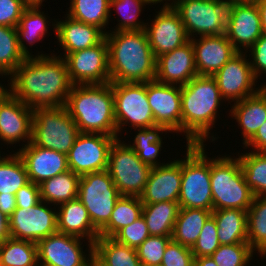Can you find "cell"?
Returning <instances> with one entry per match:
<instances>
[{
    "label": "cell",
    "mask_w": 266,
    "mask_h": 266,
    "mask_svg": "<svg viewBox=\"0 0 266 266\" xmlns=\"http://www.w3.org/2000/svg\"><path fill=\"white\" fill-rule=\"evenodd\" d=\"M37 56L26 58L14 70L7 91L32 110L65 106L73 84L64 58Z\"/></svg>",
    "instance_id": "1"
},
{
    "label": "cell",
    "mask_w": 266,
    "mask_h": 266,
    "mask_svg": "<svg viewBox=\"0 0 266 266\" xmlns=\"http://www.w3.org/2000/svg\"><path fill=\"white\" fill-rule=\"evenodd\" d=\"M112 83H145L155 80L156 58L143 30L105 33Z\"/></svg>",
    "instance_id": "2"
},
{
    "label": "cell",
    "mask_w": 266,
    "mask_h": 266,
    "mask_svg": "<svg viewBox=\"0 0 266 266\" xmlns=\"http://www.w3.org/2000/svg\"><path fill=\"white\" fill-rule=\"evenodd\" d=\"M221 99L224 100L213 76L198 75L181 86L182 131L186 133L187 144L203 145Z\"/></svg>",
    "instance_id": "3"
},
{
    "label": "cell",
    "mask_w": 266,
    "mask_h": 266,
    "mask_svg": "<svg viewBox=\"0 0 266 266\" xmlns=\"http://www.w3.org/2000/svg\"><path fill=\"white\" fill-rule=\"evenodd\" d=\"M65 108L81 133L118 136L112 82L73 85Z\"/></svg>",
    "instance_id": "4"
},
{
    "label": "cell",
    "mask_w": 266,
    "mask_h": 266,
    "mask_svg": "<svg viewBox=\"0 0 266 266\" xmlns=\"http://www.w3.org/2000/svg\"><path fill=\"white\" fill-rule=\"evenodd\" d=\"M209 160L213 210L247 211L254 194L245 181L239 158L225 156Z\"/></svg>",
    "instance_id": "5"
},
{
    "label": "cell",
    "mask_w": 266,
    "mask_h": 266,
    "mask_svg": "<svg viewBox=\"0 0 266 266\" xmlns=\"http://www.w3.org/2000/svg\"><path fill=\"white\" fill-rule=\"evenodd\" d=\"M204 151V144H187L186 159L181 160L180 208L213 211L210 161Z\"/></svg>",
    "instance_id": "6"
},
{
    "label": "cell",
    "mask_w": 266,
    "mask_h": 266,
    "mask_svg": "<svg viewBox=\"0 0 266 266\" xmlns=\"http://www.w3.org/2000/svg\"><path fill=\"white\" fill-rule=\"evenodd\" d=\"M79 133L65 106L33 110V144L67 155Z\"/></svg>",
    "instance_id": "7"
},
{
    "label": "cell",
    "mask_w": 266,
    "mask_h": 266,
    "mask_svg": "<svg viewBox=\"0 0 266 266\" xmlns=\"http://www.w3.org/2000/svg\"><path fill=\"white\" fill-rule=\"evenodd\" d=\"M232 0H175L171 6L180 15L187 35L225 34Z\"/></svg>",
    "instance_id": "8"
},
{
    "label": "cell",
    "mask_w": 266,
    "mask_h": 266,
    "mask_svg": "<svg viewBox=\"0 0 266 266\" xmlns=\"http://www.w3.org/2000/svg\"><path fill=\"white\" fill-rule=\"evenodd\" d=\"M152 167L142 162L138 154L117 138L109 150L107 171L121 196L140 197Z\"/></svg>",
    "instance_id": "9"
},
{
    "label": "cell",
    "mask_w": 266,
    "mask_h": 266,
    "mask_svg": "<svg viewBox=\"0 0 266 266\" xmlns=\"http://www.w3.org/2000/svg\"><path fill=\"white\" fill-rule=\"evenodd\" d=\"M120 197L107 170L87 173L80 177L78 199L85 206L98 230L109 221L114 205Z\"/></svg>",
    "instance_id": "10"
},
{
    "label": "cell",
    "mask_w": 266,
    "mask_h": 266,
    "mask_svg": "<svg viewBox=\"0 0 266 266\" xmlns=\"http://www.w3.org/2000/svg\"><path fill=\"white\" fill-rule=\"evenodd\" d=\"M114 117L119 133L127 122L134 129L155 126L145 83H112Z\"/></svg>",
    "instance_id": "11"
},
{
    "label": "cell",
    "mask_w": 266,
    "mask_h": 266,
    "mask_svg": "<svg viewBox=\"0 0 266 266\" xmlns=\"http://www.w3.org/2000/svg\"><path fill=\"white\" fill-rule=\"evenodd\" d=\"M117 137L80 132L67 154L68 168L80 176L107 170L109 150Z\"/></svg>",
    "instance_id": "12"
},
{
    "label": "cell",
    "mask_w": 266,
    "mask_h": 266,
    "mask_svg": "<svg viewBox=\"0 0 266 266\" xmlns=\"http://www.w3.org/2000/svg\"><path fill=\"white\" fill-rule=\"evenodd\" d=\"M64 60L73 85L111 82L108 43L105 38L94 47L66 54Z\"/></svg>",
    "instance_id": "13"
},
{
    "label": "cell",
    "mask_w": 266,
    "mask_h": 266,
    "mask_svg": "<svg viewBox=\"0 0 266 266\" xmlns=\"http://www.w3.org/2000/svg\"><path fill=\"white\" fill-rule=\"evenodd\" d=\"M45 205L46 202L41 200L27 209L16 207L9 217L10 237L37 243L56 233L57 212Z\"/></svg>",
    "instance_id": "14"
},
{
    "label": "cell",
    "mask_w": 266,
    "mask_h": 266,
    "mask_svg": "<svg viewBox=\"0 0 266 266\" xmlns=\"http://www.w3.org/2000/svg\"><path fill=\"white\" fill-rule=\"evenodd\" d=\"M145 31L155 58L173 51L190 40L180 15L167 2L156 15L151 26L145 27Z\"/></svg>",
    "instance_id": "15"
},
{
    "label": "cell",
    "mask_w": 266,
    "mask_h": 266,
    "mask_svg": "<svg viewBox=\"0 0 266 266\" xmlns=\"http://www.w3.org/2000/svg\"><path fill=\"white\" fill-rule=\"evenodd\" d=\"M146 93L155 124L182 132L181 86L152 80L146 82Z\"/></svg>",
    "instance_id": "16"
},
{
    "label": "cell",
    "mask_w": 266,
    "mask_h": 266,
    "mask_svg": "<svg viewBox=\"0 0 266 266\" xmlns=\"http://www.w3.org/2000/svg\"><path fill=\"white\" fill-rule=\"evenodd\" d=\"M245 56L242 51L238 52L213 76L217 81L221 97L226 100L242 101L260 90L253 88L256 78Z\"/></svg>",
    "instance_id": "17"
},
{
    "label": "cell",
    "mask_w": 266,
    "mask_h": 266,
    "mask_svg": "<svg viewBox=\"0 0 266 266\" xmlns=\"http://www.w3.org/2000/svg\"><path fill=\"white\" fill-rule=\"evenodd\" d=\"M80 239L82 238L56 232L39 240L36 243L38 264L88 266L90 260L83 254Z\"/></svg>",
    "instance_id": "18"
},
{
    "label": "cell",
    "mask_w": 266,
    "mask_h": 266,
    "mask_svg": "<svg viewBox=\"0 0 266 266\" xmlns=\"http://www.w3.org/2000/svg\"><path fill=\"white\" fill-rule=\"evenodd\" d=\"M225 35L234 48H251L262 35L259 9L256 3L232 2L226 23Z\"/></svg>",
    "instance_id": "19"
},
{
    "label": "cell",
    "mask_w": 266,
    "mask_h": 266,
    "mask_svg": "<svg viewBox=\"0 0 266 266\" xmlns=\"http://www.w3.org/2000/svg\"><path fill=\"white\" fill-rule=\"evenodd\" d=\"M33 110L6 91L0 97V139L8 144L31 142Z\"/></svg>",
    "instance_id": "20"
},
{
    "label": "cell",
    "mask_w": 266,
    "mask_h": 266,
    "mask_svg": "<svg viewBox=\"0 0 266 266\" xmlns=\"http://www.w3.org/2000/svg\"><path fill=\"white\" fill-rule=\"evenodd\" d=\"M194 48L195 67L200 76H214L238 51L225 34L190 39Z\"/></svg>",
    "instance_id": "21"
},
{
    "label": "cell",
    "mask_w": 266,
    "mask_h": 266,
    "mask_svg": "<svg viewBox=\"0 0 266 266\" xmlns=\"http://www.w3.org/2000/svg\"><path fill=\"white\" fill-rule=\"evenodd\" d=\"M195 76H198V73L195 67L194 48L190 40L156 58L155 80L158 82L183 86Z\"/></svg>",
    "instance_id": "22"
},
{
    "label": "cell",
    "mask_w": 266,
    "mask_h": 266,
    "mask_svg": "<svg viewBox=\"0 0 266 266\" xmlns=\"http://www.w3.org/2000/svg\"><path fill=\"white\" fill-rule=\"evenodd\" d=\"M17 153L26 166L29 181L37 185L69 170L66 154L39 147L32 142L24 144Z\"/></svg>",
    "instance_id": "23"
},
{
    "label": "cell",
    "mask_w": 266,
    "mask_h": 266,
    "mask_svg": "<svg viewBox=\"0 0 266 266\" xmlns=\"http://www.w3.org/2000/svg\"><path fill=\"white\" fill-rule=\"evenodd\" d=\"M181 160L152 167L140 196L143 204L178 202L181 191Z\"/></svg>",
    "instance_id": "24"
},
{
    "label": "cell",
    "mask_w": 266,
    "mask_h": 266,
    "mask_svg": "<svg viewBox=\"0 0 266 266\" xmlns=\"http://www.w3.org/2000/svg\"><path fill=\"white\" fill-rule=\"evenodd\" d=\"M57 211V232L89 239V253L93 252V244L99 237V230L93 225L88 211L76 198L60 204Z\"/></svg>",
    "instance_id": "25"
},
{
    "label": "cell",
    "mask_w": 266,
    "mask_h": 266,
    "mask_svg": "<svg viewBox=\"0 0 266 266\" xmlns=\"http://www.w3.org/2000/svg\"><path fill=\"white\" fill-rule=\"evenodd\" d=\"M54 29L65 55L96 46L106 33L97 26L74 20L68 15L65 21H57Z\"/></svg>",
    "instance_id": "26"
},
{
    "label": "cell",
    "mask_w": 266,
    "mask_h": 266,
    "mask_svg": "<svg viewBox=\"0 0 266 266\" xmlns=\"http://www.w3.org/2000/svg\"><path fill=\"white\" fill-rule=\"evenodd\" d=\"M232 108L231 115L243 129L245 145L266 122V84L256 94L237 101Z\"/></svg>",
    "instance_id": "27"
},
{
    "label": "cell",
    "mask_w": 266,
    "mask_h": 266,
    "mask_svg": "<svg viewBox=\"0 0 266 266\" xmlns=\"http://www.w3.org/2000/svg\"><path fill=\"white\" fill-rule=\"evenodd\" d=\"M218 240L221 245L248 244L247 211L240 209L213 210Z\"/></svg>",
    "instance_id": "28"
},
{
    "label": "cell",
    "mask_w": 266,
    "mask_h": 266,
    "mask_svg": "<svg viewBox=\"0 0 266 266\" xmlns=\"http://www.w3.org/2000/svg\"><path fill=\"white\" fill-rule=\"evenodd\" d=\"M211 215L212 211L201 208H180L171 239L192 248Z\"/></svg>",
    "instance_id": "29"
},
{
    "label": "cell",
    "mask_w": 266,
    "mask_h": 266,
    "mask_svg": "<svg viewBox=\"0 0 266 266\" xmlns=\"http://www.w3.org/2000/svg\"><path fill=\"white\" fill-rule=\"evenodd\" d=\"M93 256L104 266H142L136 249L112 237H98L93 244Z\"/></svg>",
    "instance_id": "30"
},
{
    "label": "cell",
    "mask_w": 266,
    "mask_h": 266,
    "mask_svg": "<svg viewBox=\"0 0 266 266\" xmlns=\"http://www.w3.org/2000/svg\"><path fill=\"white\" fill-rule=\"evenodd\" d=\"M80 175L70 169L39 184L40 198L46 203L60 205L78 198Z\"/></svg>",
    "instance_id": "31"
},
{
    "label": "cell",
    "mask_w": 266,
    "mask_h": 266,
    "mask_svg": "<svg viewBox=\"0 0 266 266\" xmlns=\"http://www.w3.org/2000/svg\"><path fill=\"white\" fill-rule=\"evenodd\" d=\"M179 210L178 202L143 204L142 216L146 221L150 235L172 236Z\"/></svg>",
    "instance_id": "32"
},
{
    "label": "cell",
    "mask_w": 266,
    "mask_h": 266,
    "mask_svg": "<svg viewBox=\"0 0 266 266\" xmlns=\"http://www.w3.org/2000/svg\"><path fill=\"white\" fill-rule=\"evenodd\" d=\"M143 203L137 196H121L115 203L109 221L99 230V237H113L120 229L142 216Z\"/></svg>",
    "instance_id": "33"
},
{
    "label": "cell",
    "mask_w": 266,
    "mask_h": 266,
    "mask_svg": "<svg viewBox=\"0 0 266 266\" xmlns=\"http://www.w3.org/2000/svg\"><path fill=\"white\" fill-rule=\"evenodd\" d=\"M48 20L39 7H27L23 12L18 25L16 26L20 51L26 58L31 57L24 39L32 46L34 42L41 40L47 33Z\"/></svg>",
    "instance_id": "34"
},
{
    "label": "cell",
    "mask_w": 266,
    "mask_h": 266,
    "mask_svg": "<svg viewBox=\"0 0 266 266\" xmlns=\"http://www.w3.org/2000/svg\"><path fill=\"white\" fill-rule=\"evenodd\" d=\"M247 240L260 255H266V196H254L247 210Z\"/></svg>",
    "instance_id": "35"
},
{
    "label": "cell",
    "mask_w": 266,
    "mask_h": 266,
    "mask_svg": "<svg viewBox=\"0 0 266 266\" xmlns=\"http://www.w3.org/2000/svg\"><path fill=\"white\" fill-rule=\"evenodd\" d=\"M37 244L27 240L7 238L0 243V266H37Z\"/></svg>",
    "instance_id": "36"
},
{
    "label": "cell",
    "mask_w": 266,
    "mask_h": 266,
    "mask_svg": "<svg viewBox=\"0 0 266 266\" xmlns=\"http://www.w3.org/2000/svg\"><path fill=\"white\" fill-rule=\"evenodd\" d=\"M70 18L97 26L103 31L108 24L110 13V0H71Z\"/></svg>",
    "instance_id": "37"
},
{
    "label": "cell",
    "mask_w": 266,
    "mask_h": 266,
    "mask_svg": "<svg viewBox=\"0 0 266 266\" xmlns=\"http://www.w3.org/2000/svg\"><path fill=\"white\" fill-rule=\"evenodd\" d=\"M28 182L26 166L17 152L0 156V195H15Z\"/></svg>",
    "instance_id": "38"
},
{
    "label": "cell",
    "mask_w": 266,
    "mask_h": 266,
    "mask_svg": "<svg viewBox=\"0 0 266 266\" xmlns=\"http://www.w3.org/2000/svg\"><path fill=\"white\" fill-rule=\"evenodd\" d=\"M239 161L254 196H266V152H246L239 156Z\"/></svg>",
    "instance_id": "39"
},
{
    "label": "cell",
    "mask_w": 266,
    "mask_h": 266,
    "mask_svg": "<svg viewBox=\"0 0 266 266\" xmlns=\"http://www.w3.org/2000/svg\"><path fill=\"white\" fill-rule=\"evenodd\" d=\"M169 131L165 126L155 125L148 128H140L139 133L133 140V145H129L137 154L142 162L147 163L151 167L159 166L156 159L162 146V138L159 133Z\"/></svg>",
    "instance_id": "40"
},
{
    "label": "cell",
    "mask_w": 266,
    "mask_h": 266,
    "mask_svg": "<svg viewBox=\"0 0 266 266\" xmlns=\"http://www.w3.org/2000/svg\"><path fill=\"white\" fill-rule=\"evenodd\" d=\"M26 59L20 51L15 27L0 26V73L10 75Z\"/></svg>",
    "instance_id": "41"
},
{
    "label": "cell",
    "mask_w": 266,
    "mask_h": 266,
    "mask_svg": "<svg viewBox=\"0 0 266 266\" xmlns=\"http://www.w3.org/2000/svg\"><path fill=\"white\" fill-rule=\"evenodd\" d=\"M149 3L151 0H110V11L115 7L117 12L122 15L119 20V25L115 31H128V30H143L147 26L146 23L142 24L137 21L141 8Z\"/></svg>",
    "instance_id": "42"
},
{
    "label": "cell",
    "mask_w": 266,
    "mask_h": 266,
    "mask_svg": "<svg viewBox=\"0 0 266 266\" xmlns=\"http://www.w3.org/2000/svg\"><path fill=\"white\" fill-rule=\"evenodd\" d=\"M253 251L249 244L220 245L211 257L218 266H247Z\"/></svg>",
    "instance_id": "43"
},
{
    "label": "cell",
    "mask_w": 266,
    "mask_h": 266,
    "mask_svg": "<svg viewBox=\"0 0 266 266\" xmlns=\"http://www.w3.org/2000/svg\"><path fill=\"white\" fill-rule=\"evenodd\" d=\"M171 236L150 235L137 249V256L142 266L161 265L166 246Z\"/></svg>",
    "instance_id": "44"
},
{
    "label": "cell",
    "mask_w": 266,
    "mask_h": 266,
    "mask_svg": "<svg viewBox=\"0 0 266 266\" xmlns=\"http://www.w3.org/2000/svg\"><path fill=\"white\" fill-rule=\"evenodd\" d=\"M220 245L215 219L210 216L204 223L196 243L191 248L192 254L194 258L211 256Z\"/></svg>",
    "instance_id": "45"
},
{
    "label": "cell",
    "mask_w": 266,
    "mask_h": 266,
    "mask_svg": "<svg viewBox=\"0 0 266 266\" xmlns=\"http://www.w3.org/2000/svg\"><path fill=\"white\" fill-rule=\"evenodd\" d=\"M150 236L143 216L132 224L120 229L112 238L131 248L137 249Z\"/></svg>",
    "instance_id": "46"
},
{
    "label": "cell",
    "mask_w": 266,
    "mask_h": 266,
    "mask_svg": "<svg viewBox=\"0 0 266 266\" xmlns=\"http://www.w3.org/2000/svg\"><path fill=\"white\" fill-rule=\"evenodd\" d=\"M162 266H194V255L191 248L181 245L172 239L166 246Z\"/></svg>",
    "instance_id": "47"
},
{
    "label": "cell",
    "mask_w": 266,
    "mask_h": 266,
    "mask_svg": "<svg viewBox=\"0 0 266 266\" xmlns=\"http://www.w3.org/2000/svg\"><path fill=\"white\" fill-rule=\"evenodd\" d=\"M26 8L22 0H0V26L16 28Z\"/></svg>",
    "instance_id": "48"
},
{
    "label": "cell",
    "mask_w": 266,
    "mask_h": 266,
    "mask_svg": "<svg viewBox=\"0 0 266 266\" xmlns=\"http://www.w3.org/2000/svg\"><path fill=\"white\" fill-rule=\"evenodd\" d=\"M249 51L253 60L250 61V65L253 75L257 79L260 73L266 74V35L262 34Z\"/></svg>",
    "instance_id": "49"
},
{
    "label": "cell",
    "mask_w": 266,
    "mask_h": 266,
    "mask_svg": "<svg viewBox=\"0 0 266 266\" xmlns=\"http://www.w3.org/2000/svg\"><path fill=\"white\" fill-rule=\"evenodd\" d=\"M15 197L18 208L34 206L41 201L39 185L29 181L16 192Z\"/></svg>",
    "instance_id": "50"
},
{
    "label": "cell",
    "mask_w": 266,
    "mask_h": 266,
    "mask_svg": "<svg viewBox=\"0 0 266 266\" xmlns=\"http://www.w3.org/2000/svg\"><path fill=\"white\" fill-rule=\"evenodd\" d=\"M246 147L252 146L256 152H266V122L259 127L256 134L245 144Z\"/></svg>",
    "instance_id": "51"
},
{
    "label": "cell",
    "mask_w": 266,
    "mask_h": 266,
    "mask_svg": "<svg viewBox=\"0 0 266 266\" xmlns=\"http://www.w3.org/2000/svg\"><path fill=\"white\" fill-rule=\"evenodd\" d=\"M16 207L17 205L15 195H0V210L7 217H10Z\"/></svg>",
    "instance_id": "52"
},
{
    "label": "cell",
    "mask_w": 266,
    "mask_h": 266,
    "mask_svg": "<svg viewBox=\"0 0 266 266\" xmlns=\"http://www.w3.org/2000/svg\"><path fill=\"white\" fill-rule=\"evenodd\" d=\"M9 237V217L0 210V243Z\"/></svg>",
    "instance_id": "53"
},
{
    "label": "cell",
    "mask_w": 266,
    "mask_h": 266,
    "mask_svg": "<svg viewBox=\"0 0 266 266\" xmlns=\"http://www.w3.org/2000/svg\"><path fill=\"white\" fill-rule=\"evenodd\" d=\"M256 5L259 9L261 25H262V34L266 35V0H260L256 2Z\"/></svg>",
    "instance_id": "54"
},
{
    "label": "cell",
    "mask_w": 266,
    "mask_h": 266,
    "mask_svg": "<svg viewBox=\"0 0 266 266\" xmlns=\"http://www.w3.org/2000/svg\"><path fill=\"white\" fill-rule=\"evenodd\" d=\"M194 266H218L211 256L194 258Z\"/></svg>",
    "instance_id": "55"
},
{
    "label": "cell",
    "mask_w": 266,
    "mask_h": 266,
    "mask_svg": "<svg viewBox=\"0 0 266 266\" xmlns=\"http://www.w3.org/2000/svg\"><path fill=\"white\" fill-rule=\"evenodd\" d=\"M27 7H40L44 0H22Z\"/></svg>",
    "instance_id": "56"
},
{
    "label": "cell",
    "mask_w": 266,
    "mask_h": 266,
    "mask_svg": "<svg viewBox=\"0 0 266 266\" xmlns=\"http://www.w3.org/2000/svg\"><path fill=\"white\" fill-rule=\"evenodd\" d=\"M90 257V261L88 263V266H104L103 264H101L94 256H93V252H90V254H88Z\"/></svg>",
    "instance_id": "57"
},
{
    "label": "cell",
    "mask_w": 266,
    "mask_h": 266,
    "mask_svg": "<svg viewBox=\"0 0 266 266\" xmlns=\"http://www.w3.org/2000/svg\"><path fill=\"white\" fill-rule=\"evenodd\" d=\"M233 2H238V3H256L260 0H232Z\"/></svg>",
    "instance_id": "58"
},
{
    "label": "cell",
    "mask_w": 266,
    "mask_h": 266,
    "mask_svg": "<svg viewBox=\"0 0 266 266\" xmlns=\"http://www.w3.org/2000/svg\"><path fill=\"white\" fill-rule=\"evenodd\" d=\"M1 74V73H0ZM7 90L5 88H3V86H1L0 84V97L6 92Z\"/></svg>",
    "instance_id": "59"
},
{
    "label": "cell",
    "mask_w": 266,
    "mask_h": 266,
    "mask_svg": "<svg viewBox=\"0 0 266 266\" xmlns=\"http://www.w3.org/2000/svg\"><path fill=\"white\" fill-rule=\"evenodd\" d=\"M153 2V4L155 3H158V2H163V0H151ZM166 1V0H165Z\"/></svg>",
    "instance_id": "60"
},
{
    "label": "cell",
    "mask_w": 266,
    "mask_h": 266,
    "mask_svg": "<svg viewBox=\"0 0 266 266\" xmlns=\"http://www.w3.org/2000/svg\"><path fill=\"white\" fill-rule=\"evenodd\" d=\"M37 266H50V265H47V264H38Z\"/></svg>",
    "instance_id": "61"
}]
</instances>
